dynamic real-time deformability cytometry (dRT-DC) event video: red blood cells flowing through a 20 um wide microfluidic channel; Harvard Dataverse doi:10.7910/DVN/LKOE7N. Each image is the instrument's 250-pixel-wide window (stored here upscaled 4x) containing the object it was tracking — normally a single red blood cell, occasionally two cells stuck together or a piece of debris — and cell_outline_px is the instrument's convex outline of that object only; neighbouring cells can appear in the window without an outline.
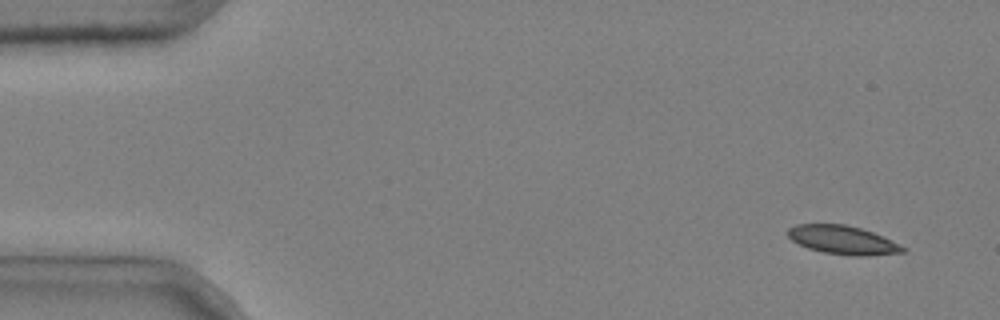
{"species": "common noctule bat (a hibernating species)", "species_latin": "Nyctalus noctula", "temperature_condition": "cold", "stored_images_in_passage": 4, "camera_frame_rate_fps": 3000, "um_per_image_px": 0.085, "animal": {"sex": "male", "body_mass_g": 20.4}, "frame": {"image": 1, "passage_image": 1, "time_ms": 0.0, "image_size_px": [1000, 320], "cell_outline_px": [[908, 248], [904, 252], [860, 256], [856, 256], [824, 252], [808, 248], [792, 240], [788, 236], [788, 228], [796, 224], [844, 224], [860, 228], [872, 232]], "centroid_in_image_um": [71.62, 20.39], "position_along_channel_um": 13.4, "area_um2": 18.84}}
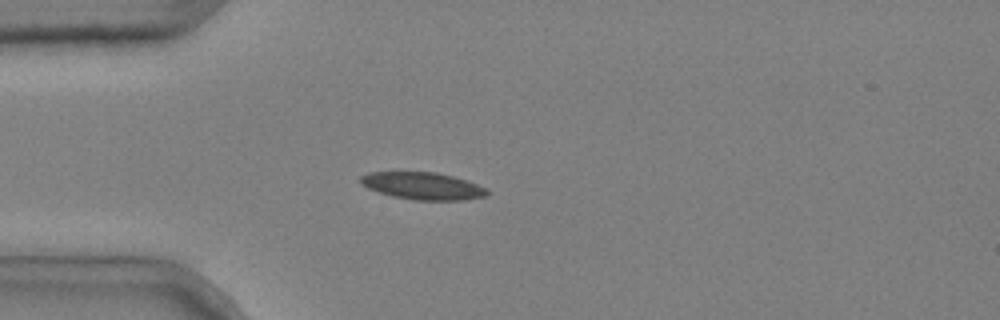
{"frame": {"image": 2, "passage_image": 4, "time_ms": 1.0, "image_size_px": [1000, 320], "cell_outline_px": [[488, 192], [484, 196], [464, 200], [416, 200], [392, 196], [368, 188], [360, 184], [360, 176], [368, 172], [436, 172], [452, 176], [476, 184], [484, 188]], "centroid_in_image_um": [35.87, 15.8], "position_along_channel_um": 49.1, "area_um2": 19.83}}